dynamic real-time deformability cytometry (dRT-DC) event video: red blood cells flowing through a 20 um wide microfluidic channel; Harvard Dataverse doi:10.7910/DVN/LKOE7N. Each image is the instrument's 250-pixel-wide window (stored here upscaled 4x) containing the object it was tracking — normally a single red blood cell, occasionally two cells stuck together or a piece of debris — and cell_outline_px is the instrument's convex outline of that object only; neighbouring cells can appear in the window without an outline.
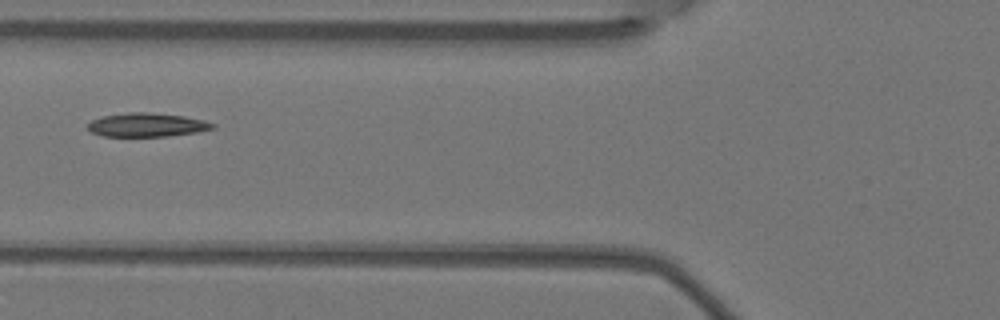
{"species": "Egyptian fruit bat (a non-hibernating species)", "species_latin": "Rousettus aegyptiacus", "temperature_condition": "warm", "stored_images_in_passage": 4, "camera_frame_rate_fps": 3000, "um_per_image_px": 0.085, "animal": {"sex": "female"}, "frame": {"image": 1, "passage_image": 4, "time_ms": 1.0, "image_size_px": [1000, 320], "cell_outline_px": [[216, 128], [196, 132], [168, 136], [100, 136], [92, 132], [88, 128], [88, 124], [92, 120], [104, 116], [128, 112], [148, 112], [184, 116], [204, 120], [216, 124]], "centroid_in_image_um": [12.51, 10.61], "position_along_channel_um": 113.3, "area_um2": 17.22}}